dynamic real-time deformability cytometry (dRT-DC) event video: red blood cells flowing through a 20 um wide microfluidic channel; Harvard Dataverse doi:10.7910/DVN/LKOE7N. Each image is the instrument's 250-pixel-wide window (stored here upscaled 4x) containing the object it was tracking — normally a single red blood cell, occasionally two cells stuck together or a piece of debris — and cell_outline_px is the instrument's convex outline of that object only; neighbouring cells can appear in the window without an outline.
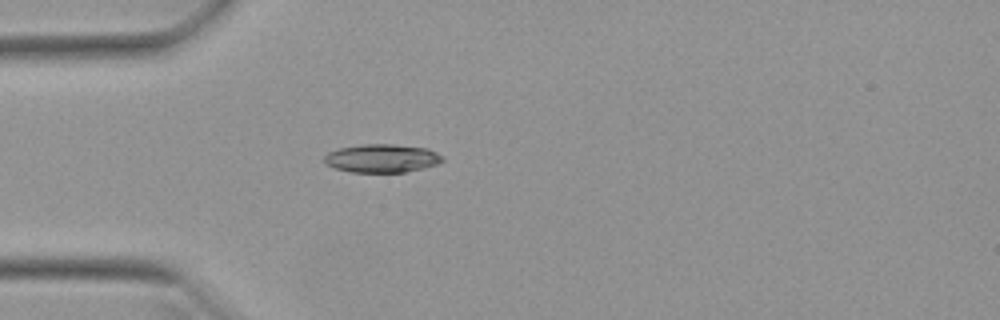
{"species": "Egyptian fruit bat (a non-hibernating species)", "species_latin": "Rousettus aegyptiacus", "temperature_condition": "warm", "stored_images_in_passage": 38, "camera_frame_rate_fps": 3000, "um_per_image_px": 0.085, "animal": {"sex": "female"}, "frame": {"image": 1, "passage_image": 1, "time_ms": 0.0, "image_size_px": [1000, 320], "cell_outline_px": [[444, 160], [436, 164], [424, 168], [404, 172], [352, 172], [336, 168], [324, 164], [324, 156], [328, 152], [340, 148], [364, 144], [392, 144], [428, 148], [444, 156]], "centroid_in_image_um": [32.47, 13.45], "position_along_channel_um": 52.5, "area_um2": 19.54}}
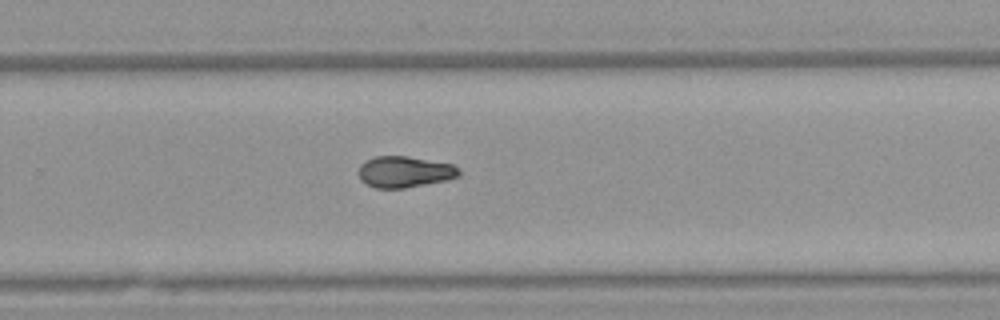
{"frame": {"image": 2, "passage_image": 20, "time_ms": 6.333, "image_size_px": [1000, 320], "cell_outline_px": [[460, 176], [448, 180], [404, 188], [376, 188], [360, 180], [360, 164], [376, 156], [408, 156], [452, 164], [460, 168]], "centroid_in_image_um": [34.44, 14.61], "position_along_channel_um": 295.4, "area_um2": 18.21}}
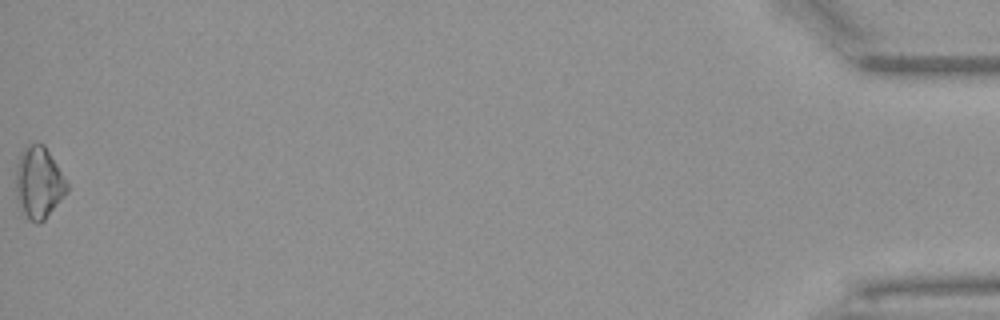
{"frame": {"image": 3, "passage_image": 38, "time_ms": 12.333, "image_size_px": [1000, 320], "cell_outline_px": [[68, 192], [44, 220], [40, 224], [36, 224], [24, 212], [16, 196], [16, 164], [20, 152], [28, 144], [44, 144], [68, 184]], "centroid_in_image_um": [3.3, 15.51], "position_along_channel_um": 431.9, "area_um2": 21.1}, "authors_computed_cell_mechanics": {"area_um2": 18.3804, "velocity_mm_per_s": 3.9658, "shape_relaxation_time_tau1_ms": 9.9291, "shape_relaxation_time_tau2_ms": 7.2815, "deformation_change_tau1": 0.2252, "deformation_change_tau2": 0.1124}}